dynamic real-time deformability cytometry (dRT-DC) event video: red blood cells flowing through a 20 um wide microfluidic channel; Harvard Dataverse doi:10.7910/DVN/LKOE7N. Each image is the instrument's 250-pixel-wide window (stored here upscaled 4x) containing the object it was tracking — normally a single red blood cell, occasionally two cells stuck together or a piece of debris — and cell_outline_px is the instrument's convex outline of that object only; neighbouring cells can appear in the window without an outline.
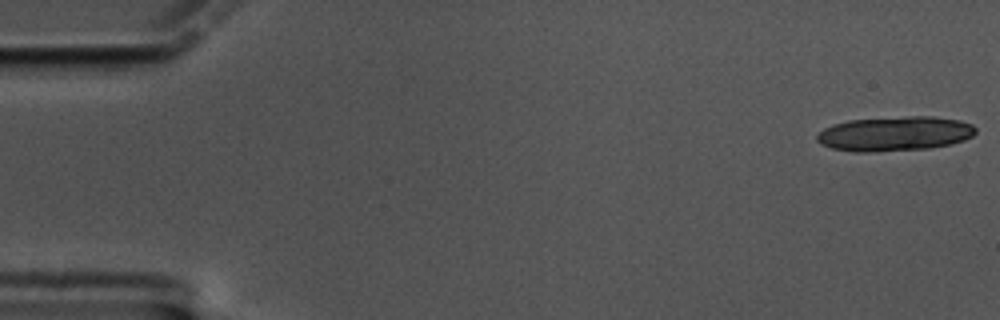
{"species": "common noctule bat (a hibernating species)", "species_latin": "Nyctalus noctula", "temperature_condition": "cold", "stored_images_in_passage": 19, "camera_frame_rate_fps": 3000, "um_per_image_px": 0.085, "animal": {"sex": "male", "body_mass_g": 17.5, "forearm_length_mm": 52.3}, "frame": {"image": 1, "passage_image": 1, "time_ms": 0.0, "image_size_px": [1000, 320], "cell_outline_px": [[976, 132], [972, 136], [964, 140], [952, 144], [932, 148], [872, 152], [852, 152], [832, 148], [820, 144], [816, 140], [816, 136], [824, 128], [832, 124], [848, 120], [904, 116], [932, 116], [960, 120], [972, 124], [976, 128]], "centroid_in_image_um": [76.05, 11.36], "position_along_channel_um": 8.9, "area_um2": 32.37}}